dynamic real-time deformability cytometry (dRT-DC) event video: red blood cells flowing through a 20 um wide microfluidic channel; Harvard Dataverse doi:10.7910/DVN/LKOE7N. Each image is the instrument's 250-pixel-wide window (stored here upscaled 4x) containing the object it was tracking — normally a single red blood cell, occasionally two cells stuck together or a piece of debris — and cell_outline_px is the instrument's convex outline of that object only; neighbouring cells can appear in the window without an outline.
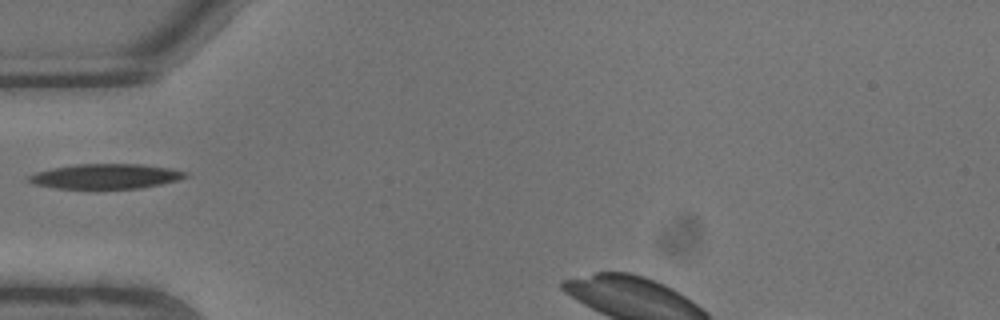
{"species": "common noctule bat (a hibernating species)", "species_latin": "Nyctalus noctula", "temperature_condition": "warm", "stored_images_in_passage": 4, "camera_frame_rate_fps": 3000, "um_per_image_px": 0.085, "animal": {"sex": "male", "body_mass_g": 13.3}, "frame": {"image": 1, "passage_image": 1, "time_ms": 0.0, "image_size_px": [1000, 320], "cell_outline_px": [[188, 176], [176, 180], [160, 184], [140, 188], [56, 188], [32, 184], [24, 180], [28, 176], [36, 172], [52, 168], [76, 164], [140, 164], [172, 168], [188, 172]], "centroid_in_image_um": [8.95, 14.98], "position_along_channel_um": 76.1, "area_um2": 22.72}}
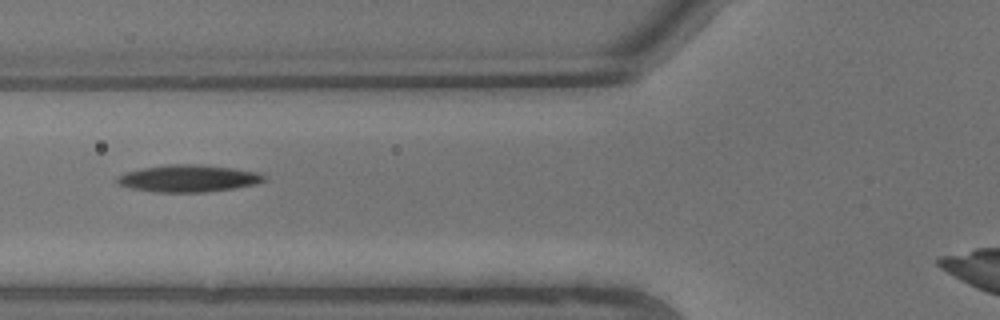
{"frame": {"image": 2, "passage_image": 2, "time_ms": 0.333, "image_size_px": [1000, 320], "cell_outline_px": [[268, 180], [256, 184], [236, 188], [204, 192], [152, 192], [132, 188], [120, 184], [116, 180], [116, 176], [128, 172], [144, 168], [172, 164], [196, 164], [228, 168], [256, 172], [264, 176]], "centroid_in_image_um": [16.02, 15.18], "position_along_channel_um": 109.8, "area_um2": 22.83}}
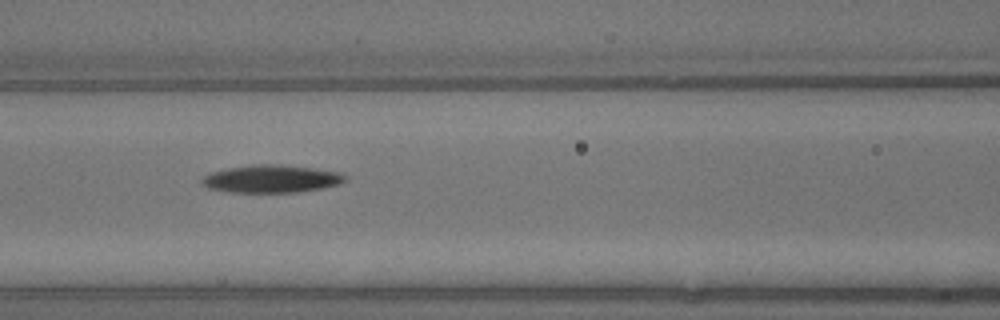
{"frame": {"image": 3, "passage_image": 3, "time_ms": 0.667, "image_size_px": [1000, 320], "cell_outline_px": [[348, 180], [340, 184], [324, 188], [300, 192], [228, 192], [208, 188], [200, 184], [200, 180], [204, 176], [212, 172], [228, 168], [252, 164], [280, 164], [312, 168], [340, 172], [348, 176]], "centroid_in_image_um": [23.09, 15.2], "position_along_channel_um": 143.5, "area_um2": 23.41}}